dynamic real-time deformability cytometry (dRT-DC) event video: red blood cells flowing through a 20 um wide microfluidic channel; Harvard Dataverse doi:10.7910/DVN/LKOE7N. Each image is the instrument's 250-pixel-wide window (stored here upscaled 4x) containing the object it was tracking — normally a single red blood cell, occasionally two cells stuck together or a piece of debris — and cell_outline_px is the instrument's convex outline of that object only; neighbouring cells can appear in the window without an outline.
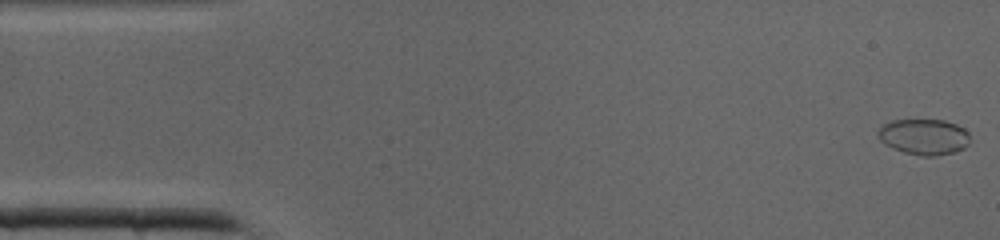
{"species": "common noctule bat (a hibernating species)", "species_latin": "Nyctalus noctula", "temperature_condition": "cold", "stored_images_in_passage": 42, "camera_frame_rate_fps": 3000, "um_per_image_px": 0.085, "animal": {"sex": "male", "body_mass_g": 19.0, "forearm_length_mm": 50.8}, "frame": {"image": 1, "passage_image": 1, "time_ms": 0.0, "image_size_px": [1000, 240], "cell_outline_px": [[968, 144], [964, 148], [952, 152], [936, 156], [924, 156], [904, 152], [892, 148], [884, 144], [880, 140], [876, 132], [884, 124], [892, 120], [944, 120], [956, 124], [964, 128], [968, 132]], "centroid_in_image_um": [78.52, 11.62], "position_along_channel_um": 6.5, "area_um2": 19.13}}
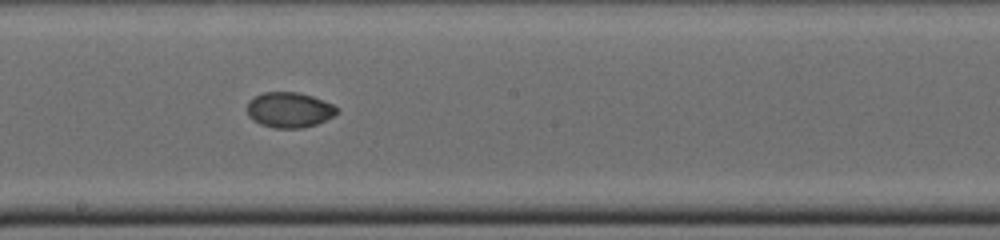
{"frame": {"image": 2, "passage_image": 22, "time_ms": 7.0, "image_size_px": [1000, 240], "cell_outline_px": [[340, 112], [316, 124], [300, 128], [272, 128], [260, 124], [252, 120], [248, 116], [248, 100], [264, 92], [300, 92], [312, 96], [332, 104], [340, 108]], "centroid_in_image_um": [24.59, 9.34], "position_along_channel_um": 223.6, "area_um2": 18.55}}
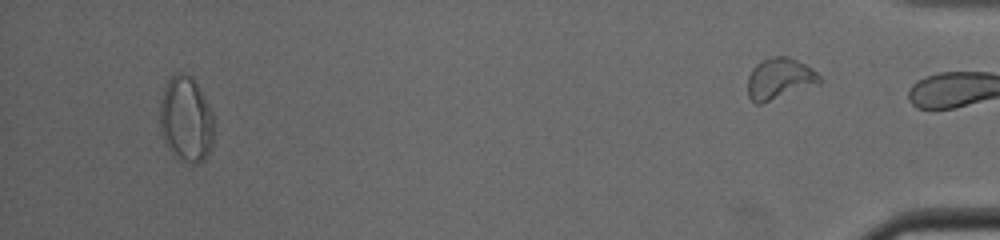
{"frame": {"image": 3, "passage_image": 39, "time_ms": 12.667, "image_size_px": [1000, 240], "cell_outline_px": [[212, 148], [204, 160], [196, 164], [184, 160], [168, 148], [164, 140], [160, 128], [160, 104], [164, 88], [168, 80], [172, 76], [180, 72], [188, 76], [200, 88], [212, 112]], "centroid_in_image_um": [15.81, 10.14], "position_along_channel_um": 419.4, "area_um2": 26.36}}